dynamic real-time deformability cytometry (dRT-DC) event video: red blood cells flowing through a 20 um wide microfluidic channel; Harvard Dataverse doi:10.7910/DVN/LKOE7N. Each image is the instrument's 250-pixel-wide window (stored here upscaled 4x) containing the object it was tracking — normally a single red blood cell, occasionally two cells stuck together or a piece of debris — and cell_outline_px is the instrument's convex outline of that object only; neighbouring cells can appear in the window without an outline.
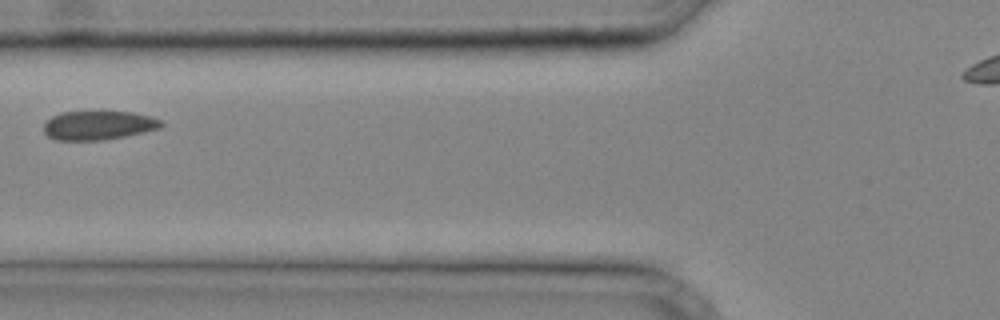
{"species": "common noctule bat (a hibernating species)", "species_latin": "Nyctalus noctula", "temperature_condition": "cold", "stored_images_in_passage": 22, "camera_frame_rate_fps": 3000, "um_per_image_px": 0.085, "animal": {"sex": "male", "body_mass_g": 20.4}, "frame": {"image": 1, "passage_image": 4, "time_ms": 1.0, "image_size_px": [1000, 320], "cell_outline_px": [[160, 124], [156, 128], [120, 136], [92, 140], [64, 140], [48, 136], [44, 128], [44, 124], [48, 120], [56, 116], [68, 112], [124, 112], [144, 116], [156, 120]], "centroid_in_image_um": [8.23, 10.65], "position_along_channel_um": 117.6, "area_um2": 18.21}}
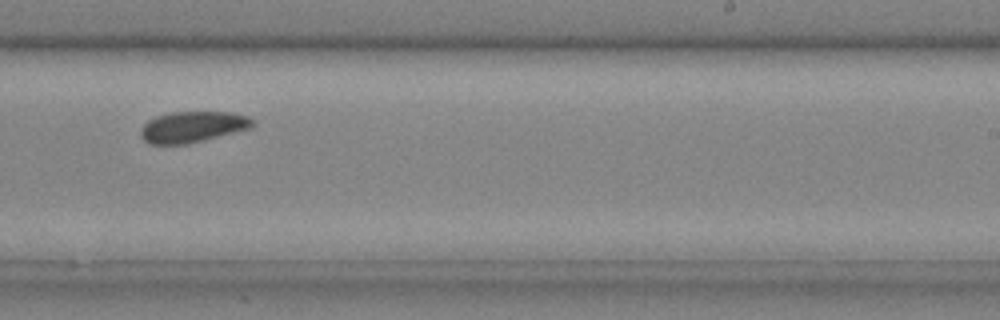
{"frame": {"image": 2, "passage_image": 13, "time_ms": 4.0, "image_size_px": [1000, 320], "cell_outline_px": [[252, 124], [244, 128], [196, 140], [176, 144], [156, 144], [148, 140], [144, 136], [144, 128], [152, 120], [160, 116], [180, 112], [220, 112], [240, 116], [252, 120]], "centroid_in_image_um": [16.33, 10.76], "position_along_channel_um": 272.7, "area_um2": 17.74}}